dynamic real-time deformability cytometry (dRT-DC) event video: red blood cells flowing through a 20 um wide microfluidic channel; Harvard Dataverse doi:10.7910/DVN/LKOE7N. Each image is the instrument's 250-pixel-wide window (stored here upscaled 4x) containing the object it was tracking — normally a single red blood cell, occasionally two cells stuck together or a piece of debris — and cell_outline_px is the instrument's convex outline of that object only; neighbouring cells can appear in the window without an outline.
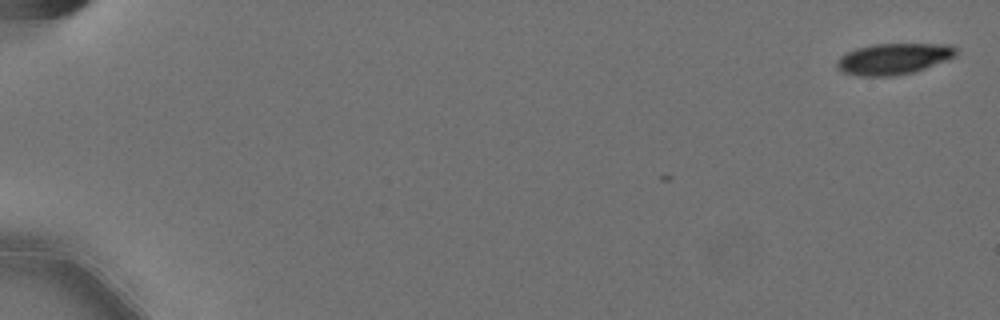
{"species": "Egyptian fruit bat (a non-hibernating species)", "species_latin": "Rousettus aegyptiacus", "temperature_condition": "cold", "stored_images_in_passage": 2, "camera_frame_rate_fps": 3000, "um_per_image_px": 0.085, "animal": {"sex": "female"}, "frame": {"image": 1, "passage_image": 2, "time_ms": 0.333, "image_size_px": [1000, 320], "cell_outline_px": [[956, 56], [916, 72], [892, 76], [860, 76], [840, 72], [836, 68], [836, 60], [840, 56], [856, 48], [872, 44], [952, 44], [956, 48]], "centroid_in_image_um": [75.93, 5.0], "position_along_channel_um": 9.1, "area_um2": 21.85}}